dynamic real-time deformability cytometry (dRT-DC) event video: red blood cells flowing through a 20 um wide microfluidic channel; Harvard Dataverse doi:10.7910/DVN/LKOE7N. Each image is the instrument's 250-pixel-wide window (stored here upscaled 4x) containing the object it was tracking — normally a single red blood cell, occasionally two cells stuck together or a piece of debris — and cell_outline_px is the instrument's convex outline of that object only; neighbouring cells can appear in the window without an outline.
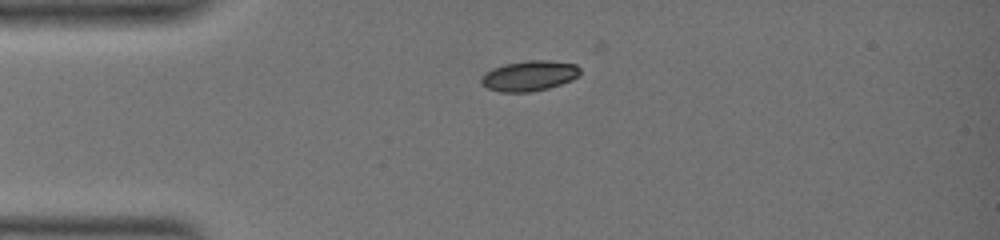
{"species": "common noctule bat (a hibernating species)", "species_latin": "Nyctalus noctula", "temperature_condition": "warm", "stored_images_in_passage": 3, "camera_frame_rate_fps": 3000, "um_per_image_px": 0.085, "animal": {"sex": "female", "body_mass_g": 19.0, "forearm_length_mm": 51.5}, "frame": {"image": 1, "passage_image": 1, "time_ms": 0.0, "image_size_px": [1000, 240], "cell_outline_px": [[580, 76], [572, 80], [548, 88], [532, 92], [500, 92], [488, 88], [480, 84], [480, 80], [484, 72], [492, 68], [504, 64], [524, 60], [548, 60], [576, 64], [580, 68]], "centroid_in_image_um": [44.97, 6.44], "position_along_channel_um": 40.0, "area_um2": 17.74}}